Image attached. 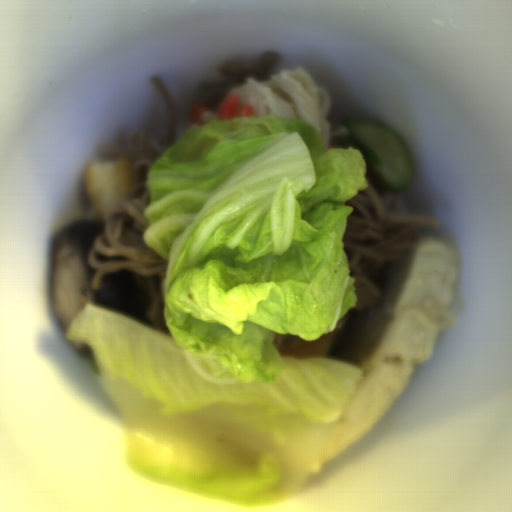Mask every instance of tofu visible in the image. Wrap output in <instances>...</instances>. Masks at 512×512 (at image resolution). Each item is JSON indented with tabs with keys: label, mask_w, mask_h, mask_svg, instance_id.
<instances>
[{
	"label": "tofu",
	"mask_w": 512,
	"mask_h": 512,
	"mask_svg": "<svg viewBox=\"0 0 512 512\" xmlns=\"http://www.w3.org/2000/svg\"><path fill=\"white\" fill-rule=\"evenodd\" d=\"M455 279L456 252L431 237L378 272L379 298L346 318L332 343L328 358L362 372L321 446L318 467L344 456L401 393L416 362H426L439 335L403 307L423 299L449 304Z\"/></svg>",
	"instance_id": "obj_1"
},
{
	"label": "tofu",
	"mask_w": 512,
	"mask_h": 512,
	"mask_svg": "<svg viewBox=\"0 0 512 512\" xmlns=\"http://www.w3.org/2000/svg\"><path fill=\"white\" fill-rule=\"evenodd\" d=\"M90 200L99 216L118 209L128 196L130 186L129 159L90 166L86 172Z\"/></svg>",
	"instance_id": "obj_2"
}]
</instances>
